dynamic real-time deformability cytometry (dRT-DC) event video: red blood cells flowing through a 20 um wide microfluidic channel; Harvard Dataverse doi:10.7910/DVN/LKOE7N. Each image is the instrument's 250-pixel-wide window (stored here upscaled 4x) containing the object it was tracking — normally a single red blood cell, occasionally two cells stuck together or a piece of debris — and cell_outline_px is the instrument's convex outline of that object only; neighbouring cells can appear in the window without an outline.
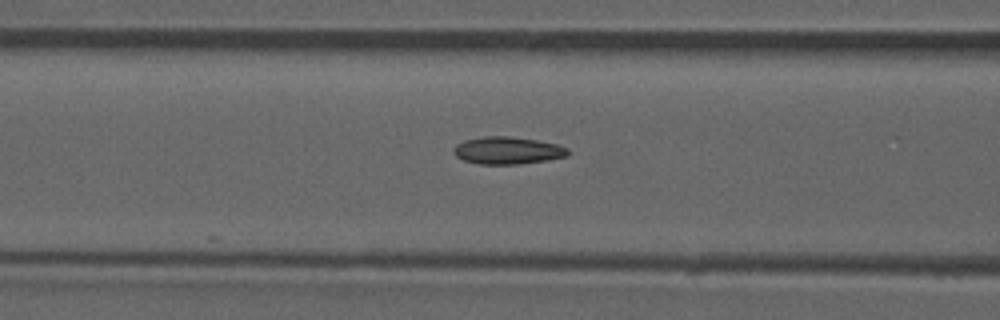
{"species": "common noctule bat (a hibernating species)", "species_latin": "Nyctalus noctula", "temperature_condition": "room temperature", "stored_images_in_passage": 29, "camera_frame_rate_fps": 3000, "um_per_image_px": 0.085, "animal": {"sex": "male", "forearm_length_mm": 52.5}, "frame": {"image": 1, "passage_image": 21, "time_ms": 6.667, "image_size_px": [1000, 320], "cell_outline_px": [[568, 156], [548, 160], [520, 164], [480, 164], [464, 160], [456, 156], [452, 152], [452, 148], [456, 144], [464, 140], [484, 136], [508, 136], [536, 140], [556, 144], [568, 148]], "centroid_in_image_um": [43.12, 12.79], "position_along_channel_um": 123.5, "area_um2": 18.26}}